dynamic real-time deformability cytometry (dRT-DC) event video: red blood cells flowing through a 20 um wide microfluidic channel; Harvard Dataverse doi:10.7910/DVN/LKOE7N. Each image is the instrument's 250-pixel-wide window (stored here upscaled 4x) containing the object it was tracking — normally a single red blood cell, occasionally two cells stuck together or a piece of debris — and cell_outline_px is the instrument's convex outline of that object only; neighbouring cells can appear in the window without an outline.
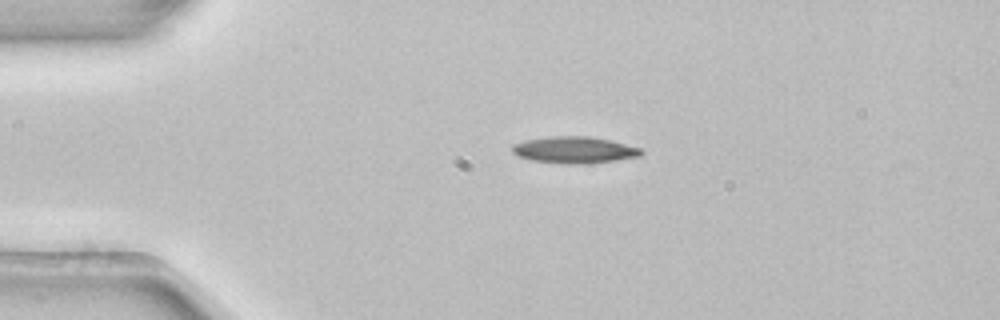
{"species": "common noctule bat (a hibernating species)", "species_latin": "Nyctalus noctula", "temperature_condition": "room temperature", "stored_images_in_passage": 42, "camera_frame_rate_fps": 3000, "um_per_image_px": 0.085, "animal": {"sex": "female", "body_mass_g": 22.7, "forearm_length_mm": 54.2}, "frame": {"image": 1, "passage_image": 1, "time_ms": 0.0, "image_size_px": [1000, 320], "cell_outline_px": [[644, 152], [640, 156], [616, 160], [588, 164], [564, 164], [532, 160], [516, 156], [512, 152], [512, 144], [524, 140], [548, 136], [588, 136], [612, 140], [640, 148]], "centroid_in_image_um": [48.8, 12.74], "position_along_channel_um": 36.2, "area_um2": 20.29}}
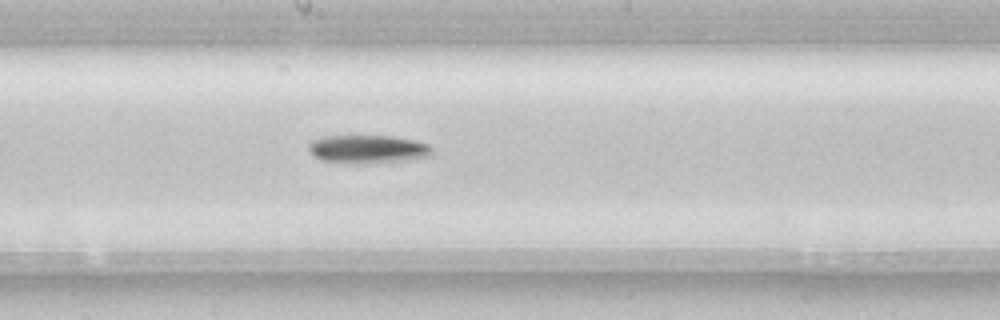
{"frame": {"image": 2, "passage_image": 18, "time_ms": 5.667, "image_size_px": [1000, 320], "cell_outline_px": [[432, 152], [428, 156], [408, 160], [364, 164], [352, 164], [320, 160], [312, 156], [308, 148], [308, 144], [312, 140], [324, 136], [392, 136], [416, 140], [428, 144], [432, 148]], "centroid_in_image_um": [31.22, 12.69], "position_along_channel_um": 217.0, "area_um2": 20.63}}
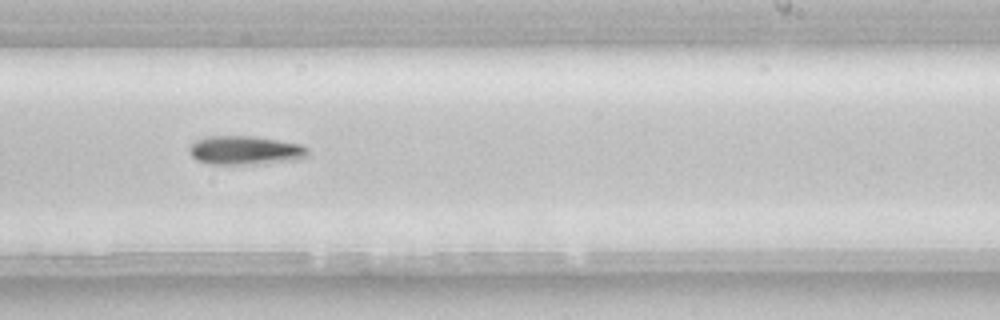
{"frame": {"image": 3, "passage_image": 22, "time_ms": 7.0, "image_size_px": [1000, 320], "cell_outline_px": [[308, 156], [300, 160], [264, 164], [208, 164], [196, 160], [188, 152], [188, 148], [196, 140], [208, 136], [252, 136], [300, 144], [308, 148]], "centroid_in_image_um": [20.85, 12.79], "position_along_channel_um": 268.1, "area_um2": 20.17}, "authors_computed_cell_mechanics": {"area_um2": 19.4208, "velocity_mm_per_s": 3.8743, "shape_relaxation_time_tau1_ms": 5.6637, "shape_relaxation_time_tau2_ms": null, "deformation_change_tau1": 0.1623, "deformation_change_tau2": null}}